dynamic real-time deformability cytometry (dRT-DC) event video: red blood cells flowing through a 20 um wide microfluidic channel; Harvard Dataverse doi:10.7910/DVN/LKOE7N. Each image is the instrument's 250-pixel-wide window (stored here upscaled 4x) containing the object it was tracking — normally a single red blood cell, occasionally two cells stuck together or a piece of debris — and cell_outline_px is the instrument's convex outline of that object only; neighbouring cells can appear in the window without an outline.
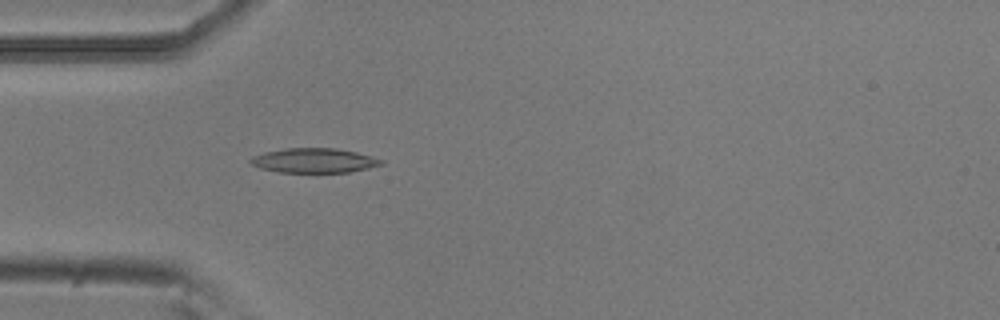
{"species": "common noctule bat (a hibernating species)", "species_latin": "Nyctalus noctula", "temperature_condition": "room temperature", "stored_images_in_passage": 54, "camera_frame_rate_fps": 3000, "um_per_image_px": 0.085, "animal": {"sex": "male", "body_mass_g": 20.5, "forearm_length_mm": 52.5}, "frame": {"image": 1, "passage_image": 16, "time_ms": 5.0, "image_size_px": [1000, 320], "cell_outline_px": [[384, 164], [368, 168], [348, 172], [280, 172], [260, 168], [252, 164], [248, 160], [252, 156], [264, 152], [284, 148], [336, 148], [356, 152], [384, 160]], "centroid_in_image_um": [26.68, 13.64], "position_along_channel_um": 58.3, "area_um2": 18.67}}
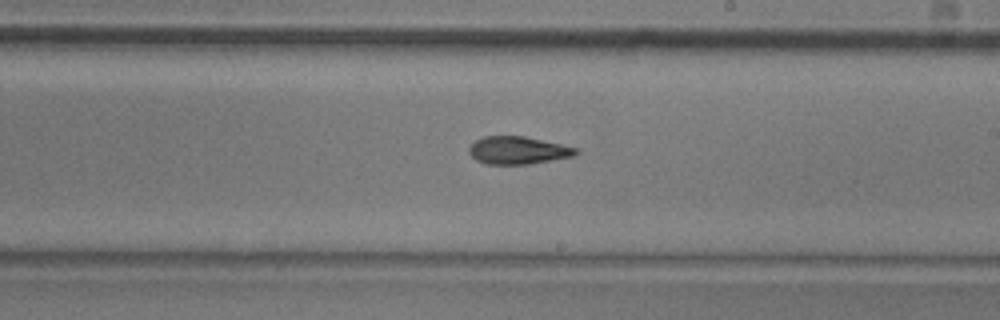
{"frame": {"image": 2, "passage_image": 31, "time_ms": 10.0, "image_size_px": [1000, 320], "cell_outline_px": [[580, 152], [572, 156], [552, 160], [528, 164], [484, 164], [476, 160], [468, 152], [468, 148], [476, 140], [484, 136], [524, 136], [580, 148]], "centroid_in_image_um": [44.04, 12.78], "position_along_channel_um": 245.0, "area_um2": 17.28}}
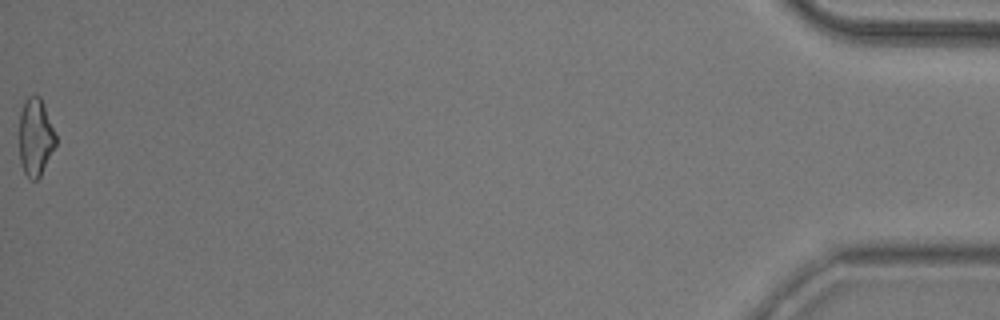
{"frame": {"image": 3, "passage_image": 54, "time_ms": 17.667, "image_size_px": [1000, 320], "cell_outline_px": [[56, 144], [40, 176], [36, 180], [28, 180], [24, 172], [20, 160], [20, 112], [24, 100], [28, 96], [40, 96], [44, 104], [56, 136]], "centroid_in_image_um": [3.01, 11.66], "position_along_channel_um": 432.2, "area_um2": 16.42}, "authors_computed_cell_mechanics": {"area_um2": 17.3978, "velocity_mm_per_s": 3.7717, "shape_relaxation_time_tau1_ms": 10.8993, "shape_relaxation_time_tau2_ms": 3.4311, "deformation_change_tau1": 0.2369, "deformation_change_tau2": 0.1206}}